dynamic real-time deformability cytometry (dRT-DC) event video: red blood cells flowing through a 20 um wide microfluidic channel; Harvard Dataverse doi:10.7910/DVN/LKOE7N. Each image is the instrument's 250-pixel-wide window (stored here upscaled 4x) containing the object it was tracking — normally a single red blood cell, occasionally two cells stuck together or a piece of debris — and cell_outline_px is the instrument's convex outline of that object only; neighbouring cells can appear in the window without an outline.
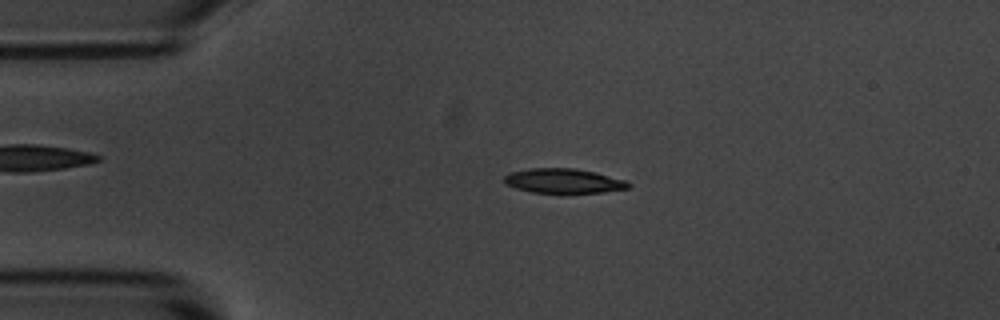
{"species": "common noctule bat (a hibernating species)", "species_latin": "Nyctalus noctula", "temperature_condition": "room temperature", "stored_images_in_passage": 55, "camera_frame_rate_fps": 3000, "um_per_image_px": 0.085, "animal": {"sex": "male", "body_mass_g": 20.1, "forearm_length_mm": 53.5}, "frame": {"image": 1, "passage_image": 11, "time_ms": 3.333, "image_size_px": [1000, 320], "cell_outline_px": [[632, 184], [628, 188], [604, 192], [560, 196], [532, 192], [516, 188], [504, 184], [504, 176], [508, 172], [528, 168], [576, 168], [596, 172], [628, 180]], "centroid_in_image_um": [47.91, 15.41], "position_along_channel_um": 37.1, "area_um2": 18.96}}
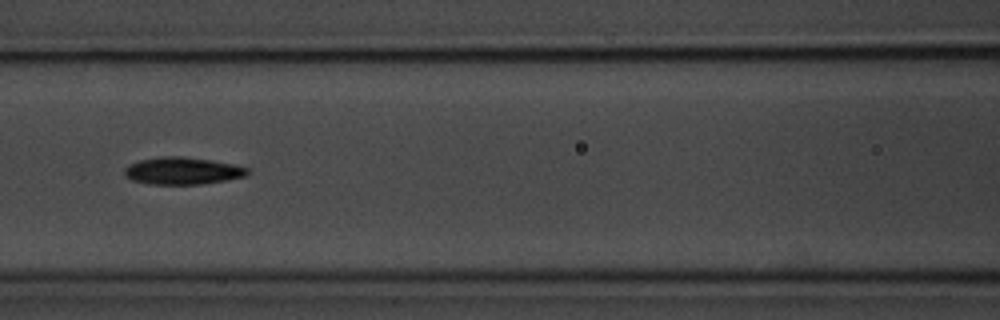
{"frame": {"image": 2, "passage_image": 23, "time_ms": 7.333, "image_size_px": [1000, 320], "cell_outline_px": [[248, 172], [244, 176], [224, 180], [200, 184], [148, 184], [132, 180], [124, 176], [124, 168], [128, 164], [140, 160], [160, 156], [184, 156], [212, 160], [232, 164], [248, 168]], "centroid_in_image_um": [15.44, 14.51], "position_along_channel_um": 151.2, "area_um2": 19.48}}
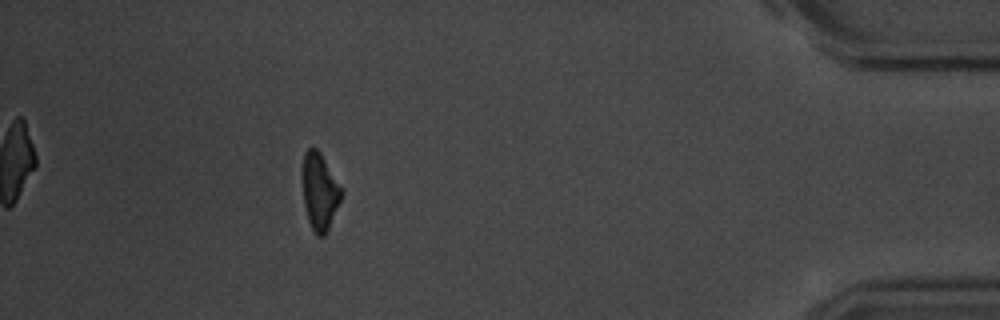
{"frame": {"image": 3, "passage_image": 49, "time_ms": 16.0, "image_size_px": [1000, 320], "cell_outline_px": [[344, 192], [328, 228], [324, 236], [316, 236], [308, 220], [304, 204], [300, 172], [304, 152], [308, 148], [316, 148], [320, 152]], "centroid_in_image_um": [27.13, 16.24], "position_along_channel_um": 408.1, "area_um2": 17.63}, "authors_computed_cell_mechanics": {"area_um2": 18.3226, "velocity_mm_per_s": 3.5901, "shape_relaxation_time_tau1_ms": 3.3235, "shape_relaxation_time_tau2_ms": null, "deformation_change_tau1": 0.1305, "deformation_change_tau2": null}}